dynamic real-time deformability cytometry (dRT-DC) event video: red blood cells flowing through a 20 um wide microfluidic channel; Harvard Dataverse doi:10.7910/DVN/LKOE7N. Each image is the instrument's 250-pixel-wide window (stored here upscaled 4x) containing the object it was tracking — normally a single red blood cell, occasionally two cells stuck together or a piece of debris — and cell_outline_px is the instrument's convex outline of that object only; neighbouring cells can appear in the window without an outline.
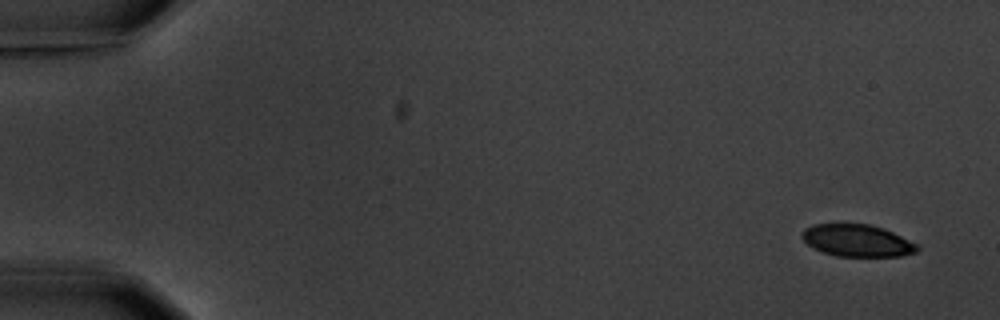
{"species": "common noctule bat (a hibernating species)", "species_latin": "Nyctalus noctula", "temperature_condition": "warm", "stored_images_in_passage": 5, "camera_frame_rate_fps": 3000, "um_per_image_px": 0.085, "animal": {"sex": "male", "body_mass_g": 20.1, "forearm_length_mm": 53.5}, "frame": {"image": 1, "passage_image": 1, "time_ms": 0.0, "image_size_px": [1000, 320], "cell_outline_px": [[920, 248], [916, 252], [900, 256], [836, 256], [812, 248], [800, 236], [804, 228], [812, 224], [868, 224], [884, 228], [916, 244]], "centroid_in_image_um": [72.82, 20.44], "position_along_channel_um": 12.2, "area_um2": 21.44}}
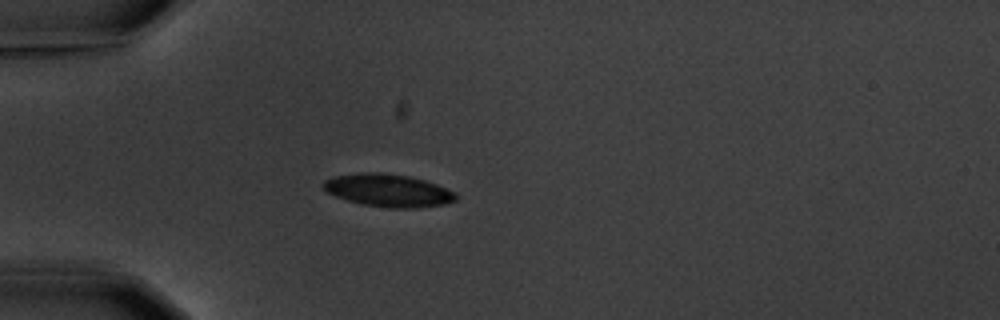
{"frame": {"image": 2, "passage_image": 5, "time_ms": 4.667, "image_size_px": [1000, 320], "cell_outline_px": [[456, 200], [444, 204], [416, 208], [392, 208], [364, 204], [348, 200], [336, 196], [328, 192], [324, 188], [324, 180], [336, 176], [360, 172], [380, 172], [408, 176], [424, 180], [436, 184], [456, 192]], "centroid_in_image_um": [33.02, 16.18], "position_along_channel_um": 52.0, "area_um2": 24.97}}